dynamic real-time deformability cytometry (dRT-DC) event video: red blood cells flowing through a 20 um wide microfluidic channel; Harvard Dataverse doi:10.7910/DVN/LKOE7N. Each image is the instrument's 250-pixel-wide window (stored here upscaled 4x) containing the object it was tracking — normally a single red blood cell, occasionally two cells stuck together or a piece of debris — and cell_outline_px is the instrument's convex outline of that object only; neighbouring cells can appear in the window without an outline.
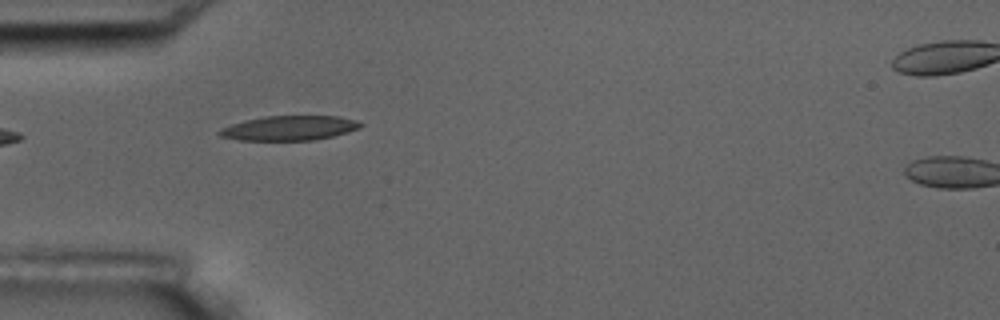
{"species": "common noctule bat (a hibernating species)", "species_latin": "Nyctalus noctula", "temperature_condition": "room temperature", "stored_images_in_passage": 8, "camera_frame_rate_fps": 3000, "um_per_image_px": 0.085, "animal": {"sex": "male", "body_mass_g": 17.5, "forearm_length_mm": 52.3}, "frame": {"image": 1, "passage_image": 6, "time_ms": 5.667, "image_size_px": [1000, 320], "cell_outline_px": [[364, 124], [360, 128], [348, 132], [316, 140], [240, 140], [220, 136], [216, 132], [220, 128], [244, 120], [264, 116], [340, 116], [356, 120]], "centroid_in_image_um": [24.6, 10.88], "position_along_channel_um": 60.4, "area_um2": 20.35}}